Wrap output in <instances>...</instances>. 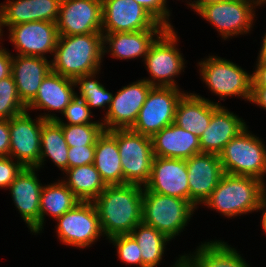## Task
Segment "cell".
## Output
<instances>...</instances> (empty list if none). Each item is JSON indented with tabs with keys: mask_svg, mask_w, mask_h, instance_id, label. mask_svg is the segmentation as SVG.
<instances>
[{
	"mask_svg": "<svg viewBox=\"0 0 266 267\" xmlns=\"http://www.w3.org/2000/svg\"><path fill=\"white\" fill-rule=\"evenodd\" d=\"M248 126L232 138L219 154L224 173L257 178L264 183L266 145Z\"/></svg>",
	"mask_w": 266,
	"mask_h": 267,
	"instance_id": "5",
	"label": "cell"
},
{
	"mask_svg": "<svg viewBox=\"0 0 266 267\" xmlns=\"http://www.w3.org/2000/svg\"><path fill=\"white\" fill-rule=\"evenodd\" d=\"M247 126L245 120L220 105L212 113L208 127L199 137L201 153L219 155L226 144Z\"/></svg>",
	"mask_w": 266,
	"mask_h": 267,
	"instance_id": "21",
	"label": "cell"
},
{
	"mask_svg": "<svg viewBox=\"0 0 266 267\" xmlns=\"http://www.w3.org/2000/svg\"><path fill=\"white\" fill-rule=\"evenodd\" d=\"M198 62L201 80L209 90L225 101L226 97L237 96L251 100L252 78L241 66L219 56H208Z\"/></svg>",
	"mask_w": 266,
	"mask_h": 267,
	"instance_id": "7",
	"label": "cell"
},
{
	"mask_svg": "<svg viewBox=\"0 0 266 267\" xmlns=\"http://www.w3.org/2000/svg\"><path fill=\"white\" fill-rule=\"evenodd\" d=\"M117 140L108 132L97 139L93 165L106 186L124 185Z\"/></svg>",
	"mask_w": 266,
	"mask_h": 267,
	"instance_id": "28",
	"label": "cell"
},
{
	"mask_svg": "<svg viewBox=\"0 0 266 267\" xmlns=\"http://www.w3.org/2000/svg\"><path fill=\"white\" fill-rule=\"evenodd\" d=\"M189 1H190V2H189ZM189 1H187V5H188V6H190V4H191V2H192L191 0H189Z\"/></svg>",
	"mask_w": 266,
	"mask_h": 267,
	"instance_id": "51",
	"label": "cell"
},
{
	"mask_svg": "<svg viewBox=\"0 0 266 267\" xmlns=\"http://www.w3.org/2000/svg\"><path fill=\"white\" fill-rule=\"evenodd\" d=\"M68 149L62 126L57 121H44L40 139V161L35 167L40 170L49 157L61 171L68 169Z\"/></svg>",
	"mask_w": 266,
	"mask_h": 267,
	"instance_id": "29",
	"label": "cell"
},
{
	"mask_svg": "<svg viewBox=\"0 0 266 267\" xmlns=\"http://www.w3.org/2000/svg\"><path fill=\"white\" fill-rule=\"evenodd\" d=\"M69 147L96 145L97 139L105 131L103 123L60 124Z\"/></svg>",
	"mask_w": 266,
	"mask_h": 267,
	"instance_id": "34",
	"label": "cell"
},
{
	"mask_svg": "<svg viewBox=\"0 0 266 267\" xmlns=\"http://www.w3.org/2000/svg\"><path fill=\"white\" fill-rule=\"evenodd\" d=\"M164 30L103 33V53L115 59L146 58L149 47ZM106 44V45H105ZM108 45V46H107Z\"/></svg>",
	"mask_w": 266,
	"mask_h": 267,
	"instance_id": "26",
	"label": "cell"
},
{
	"mask_svg": "<svg viewBox=\"0 0 266 267\" xmlns=\"http://www.w3.org/2000/svg\"><path fill=\"white\" fill-rule=\"evenodd\" d=\"M62 0H7L0 4L1 27L32 22L56 23Z\"/></svg>",
	"mask_w": 266,
	"mask_h": 267,
	"instance_id": "20",
	"label": "cell"
},
{
	"mask_svg": "<svg viewBox=\"0 0 266 267\" xmlns=\"http://www.w3.org/2000/svg\"><path fill=\"white\" fill-rule=\"evenodd\" d=\"M257 61L266 63V33L264 34L262 45L257 56Z\"/></svg>",
	"mask_w": 266,
	"mask_h": 267,
	"instance_id": "47",
	"label": "cell"
},
{
	"mask_svg": "<svg viewBox=\"0 0 266 267\" xmlns=\"http://www.w3.org/2000/svg\"><path fill=\"white\" fill-rule=\"evenodd\" d=\"M173 266L171 267H190L182 258L179 256V258L174 262Z\"/></svg>",
	"mask_w": 266,
	"mask_h": 267,
	"instance_id": "48",
	"label": "cell"
},
{
	"mask_svg": "<svg viewBox=\"0 0 266 267\" xmlns=\"http://www.w3.org/2000/svg\"><path fill=\"white\" fill-rule=\"evenodd\" d=\"M241 1H246V2H250V3H253L256 7L258 6H261L263 4H266V0H241Z\"/></svg>",
	"mask_w": 266,
	"mask_h": 267,
	"instance_id": "49",
	"label": "cell"
},
{
	"mask_svg": "<svg viewBox=\"0 0 266 267\" xmlns=\"http://www.w3.org/2000/svg\"><path fill=\"white\" fill-rule=\"evenodd\" d=\"M57 237L66 246L92 247L104 234L94 202L80 201L73 209L56 219ZM101 236V237H100Z\"/></svg>",
	"mask_w": 266,
	"mask_h": 267,
	"instance_id": "9",
	"label": "cell"
},
{
	"mask_svg": "<svg viewBox=\"0 0 266 267\" xmlns=\"http://www.w3.org/2000/svg\"><path fill=\"white\" fill-rule=\"evenodd\" d=\"M197 208L182 198L143 191L142 222L170 240L180 235Z\"/></svg>",
	"mask_w": 266,
	"mask_h": 267,
	"instance_id": "4",
	"label": "cell"
},
{
	"mask_svg": "<svg viewBox=\"0 0 266 267\" xmlns=\"http://www.w3.org/2000/svg\"><path fill=\"white\" fill-rule=\"evenodd\" d=\"M265 192L266 184L257 178L225 173L203 206L234 218L258 212Z\"/></svg>",
	"mask_w": 266,
	"mask_h": 267,
	"instance_id": "3",
	"label": "cell"
},
{
	"mask_svg": "<svg viewBox=\"0 0 266 267\" xmlns=\"http://www.w3.org/2000/svg\"><path fill=\"white\" fill-rule=\"evenodd\" d=\"M143 190L137 184L106 186L93 201L106 239L130 234L142 222Z\"/></svg>",
	"mask_w": 266,
	"mask_h": 267,
	"instance_id": "1",
	"label": "cell"
},
{
	"mask_svg": "<svg viewBox=\"0 0 266 267\" xmlns=\"http://www.w3.org/2000/svg\"><path fill=\"white\" fill-rule=\"evenodd\" d=\"M24 168L10 156L0 157V189H7Z\"/></svg>",
	"mask_w": 266,
	"mask_h": 267,
	"instance_id": "39",
	"label": "cell"
},
{
	"mask_svg": "<svg viewBox=\"0 0 266 267\" xmlns=\"http://www.w3.org/2000/svg\"><path fill=\"white\" fill-rule=\"evenodd\" d=\"M80 200L62 181L44 184L40 198V233L44 230L46 216L55 220L73 209ZM45 217V218H44Z\"/></svg>",
	"mask_w": 266,
	"mask_h": 267,
	"instance_id": "30",
	"label": "cell"
},
{
	"mask_svg": "<svg viewBox=\"0 0 266 267\" xmlns=\"http://www.w3.org/2000/svg\"><path fill=\"white\" fill-rule=\"evenodd\" d=\"M143 191L182 198L190 202L186 160L154 156L151 176Z\"/></svg>",
	"mask_w": 266,
	"mask_h": 267,
	"instance_id": "17",
	"label": "cell"
},
{
	"mask_svg": "<svg viewBox=\"0 0 266 267\" xmlns=\"http://www.w3.org/2000/svg\"><path fill=\"white\" fill-rule=\"evenodd\" d=\"M3 32L4 31H3L2 27H1V12H0V41L2 40ZM0 43H2V42H0Z\"/></svg>",
	"mask_w": 266,
	"mask_h": 267,
	"instance_id": "50",
	"label": "cell"
},
{
	"mask_svg": "<svg viewBox=\"0 0 266 267\" xmlns=\"http://www.w3.org/2000/svg\"><path fill=\"white\" fill-rule=\"evenodd\" d=\"M130 235L135 239L140 247L142 257V267H156L163 259L165 246L171 240L154 227L139 223Z\"/></svg>",
	"mask_w": 266,
	"mask_h": 267,
	"instance_id": "32",
	"label": "cell"
},
{
	"mask_svg": "<svg viewBox=\"0 0 266 267\" xmlns=\"http://www.w3.org/2000/svg\"><path fill=\"white\" fill-rule=\"evenodd\" d=\"M52 71L51 60L13 54L12 76L22 103L27 107L36 97L44 78Z\"/></svg>",
	"mask_w": 266,
	"mask_h": 267,
	"instance_id": "22",
	"label": "cell"
},
{
	"mask_svg": "<svg viewBox=\"0 0 266 267\" xmlns=\"http://www.w3.org/2000/svg\"><path fill=\"white\" fill-rule=\"evenodd\" d=\"M152 86L144 79L119 89L101 120L105 131L131 129Z\"/></svg>",
	"mask_w": 266,
	"mask_h": 267,
	"instance_id": "14",
	"label": "cell"
},
{
	"mask_svg": "<svg viewBox=\"0 0 266 267\" xmlns=\"http://www.w3.org/2000/svg\"><path fill=\"white\" fill-rule=\"evenodd\" d=\"M108 132L117 140L125 184L144 187L150 179L154 158L151 137L131 129H115Z\"/></svg>",
	"mask_w": 266,
	"mask_h": 267,
	"instance_id": "8",
	"label": "cell"
},
{
	"mask_svg": "<svg viewBox=\"0 0 266 267\" xmlns=\"http://www.w3.org/2000/svg\"><path fill=\"white\" fill-rule=\"evenodd\" d=\"M256 62L255 71L251 74L252 87H266V63Z\"/></svg>",
	"mask_w": 266,
	"mask_h": 267,
	"instance_id": "43",
	"label": "cell"
},
{
	"mask_svg": "<svg viewBox=\"0 0 266 267\" xmlns=\"http://www.w3.org/2000/svg\"><path fill=\"white\" fill-rule=\"evenodd\" d=\"M26 111V106L19 98L12 74L0 80V119L10 120Z\"/></svg>",
	"mask_w": 266,
	"mask_h": 267,
	"instance_id": "35",
	"label": "cell"
},
{
	"mask_svg": "<svg viewBox=\"0 0 266 267\" xmlns=\"http://www.w3.org/2000/svg\"><path fill=\"white\" fill-rule=\"evenodd\" d=\"M116 248L118 259L126 265L142 267L140 247L130 234L118 235L108 239Z\"/></svg>",
	"mask_w": 266,
	"mask_h": 267,
	"instance_id": "37",
	"label": "cell"
},
{
	"mask_svg": "<svg viewBox=\"0 0 266 267\" xmlns=\"http://www.w3.org/2000/svg\"><path fill=\"white\" fill-rule=\"evenodd\" d=\"M259 211L262 210V216H261V225H262V228L266 234V192L262 198V201H261V204H260V207L258 209Z\"/></svg>",
	"mask_w": 266,
	"mask_h": 267,
	"instance_id": "46",
	"label": "cell"
},
{
	"mask_svg": "<svg viewBox=\"0 0 266 267\" xmlns=\"http://www.w3.org/2000/svg\"><path fill=\"white\" fill-rule=\"evenodd\" d=\"M61 179L67 187L83 202H93L106 188L99 172L93 164L66 169Z\"/></svg>",
	"mask_w": 266,
	"mask_h": 267,
	"instance_id": "31",
	"label": "cell"
},
{
	"mask_svg": "<svg viewBox=\"0 0 266 267\" xmlns=\"http://www.w3.org/2000/svg\"><path fill=\"white\" fill-rule=\"evenodd\" d=\"M56 24L59 36L102 33V1L62 0Z\"/></svg>",
	"mask_w": 266,
	"mask_h": 267,
	"instance_id": "16",
	"label": "cell"
},
{
	"mask_svg": "<svg viewBox=\"0 0 266 267\" xmlns=\"http://www.w3.org/2000/svg\"><path fill=\"white\" fill-rule=\"evenodd\" d=\"M37 168L25 167L7 190L22 219L36 235L40 233V198L43 185L37 176Z\"/></svg>",
	"mask_w": 266,
	"mask_h": 267,
	"instance_id": "18",
	"label": "cell"
},
{
	"mask_svg": "<svg viewBox=\"0 0 266 267\" xmlns=\"http://www.w3.org/2000/svg\"><path fill=\"white\" fill-rule=\"evenodd\" d=\"M218 1L220 0H194L191 2L190 7L194 12L196 11V13H198L204 6Z\"/></svg>",
	"mask_w": 266,
	"mask_h": 267,
	"instance_id": "45",
	"label": "cell"
},
{
	"mask_svg": "<svg viewBox=\"0 0 266 267\" xmlns=\"http://www.w3.org/2000/svg\"><path fill=\"white\" fill-rule=\"evenodd\" d=\"M103 46V33L59 36L51 60L52 71L73 80L99 71Z\"/></svg>",
	"mask_w": 266,
	"mask_h": 267,
	"instance_id": "2",
	"label": "cell"
},
{
	"mask_svg": "<svg viewBox=\"0 0 266 267\" xmlns=\"http://www.w3.org/2000/svg\"><path fill=\"white\" fill-rule=\"evenodd\" d=\"M9 152H10L9 120L0 119V157L9 156Z\"/></svg>",
	"mask_w": 266,
	"mask_h": 267,
	"instance_id": "41",
	"label": "cell"
},
{
	"mask_svg": "<svg viewBox=\"0 0 266 267\" xmlns=\"http://www.w3.org/2000/svg\"><path fill=\"white\" fill-rule=\"evenodd\" d=\"M220 105L219 101L216 103L199 94L185 92L177 103L174 123L200 137Z\"/></svg>",
	"mask_w": 266,
	"mask_h": 267,
	"instance_id": "25",
	"label": "cell"
},
{
	"mask_svg": "<svg viewBox=\"0 0 266 267\" xmlns=\"http://www.w3.org/2000/svg\"><path fill=\"white\" fill-rule=\"evenodd\" d=\"M190 202L196 207L205 202L225 174L219 155L199 153L186 159Z\"/></svg>",
	"mask_w": 266,
	"mask_h": 267,
	"instance_id": "19",
	"label": "cell"
},
{
	"mask_svg": "<svg viewBox=\"0 0 266 267\" xmlns=\"http://www.w3.org/2000/svg\"><path fill=\"white\" fill-rule=\"evenodd\" d=\"M184 93L180 88L152 87L131 130L152 137L174 123L176 106Z\"/></svg>",
	"mask_w": 266,
	"mask_h": 267,
	"instance_id": "10",
	"label": "cell"
},
{
	"mask_svg": "<svg viewBox=\"0 0 266 267\" xmlns=\"http://www.w3.org/2000/svg\"><path fill=\"white\" fill-rule=\"evenodd\" d=\"M91 110L88 107L87 103L84 99L75 96L70 104L66 107V110L63 114L65 118L67 119V122L64 120H61V117L59 118L54 113H41V117L45 121H57L59 124H70V125H76V124H87V123H102L99 120L93 121L91 118L93 117V114H91ZM64 121V122H63Z\"/></svg>",
	"mask_w": 266,
	"mask_h": 267,
	"instance_id": "36",
	"label": "cell"
},
{
	"mask_svg": "<svg viewBox=\"0 0 266 267\" xmlns=\"http://www.w3.org/2000/svg\"><path fill=\"white\" fill-rule=\"evenodd\" d=\"M99 73L100 70L75 78V87H78L80 91L79 95L76 92V96L84 99L90 110L94 107L95 109L104 108L108 111L114 94L106 90L105 86L95 79Z\"/></svg>",
	"mask_w": 266,
	"mask_h": 267,
	"instance_id": "33",
	"label": "cell"
},
{
	"mask_svg": "<svg viewBox=\"0 0 266 267\" xmlns=\"http://www.w3.org/2000/svg\"><path fill=\"white\" fill-rule=\"evenodd\" d=\"M178 38L174 28H166L149 47L143 61L150 78L143 79L152 87L179 88L174 78L184 72L186 63L176 47Z\"/></svg>",
	"mask_w": 266,
	"mask_h": 267,
	"instance_id": "6",
	"label": "cell"
},
{
	"mask_svg": "<svg viewBox=\"0 0 266 267\" xmlns=\"http://www.w3.org/2000/svg\"><path fill=\"white\" fill-rule=\"evenodd\" d=\"M194 251L181 255L190 267H251L235 248L222 240L205 241Z\"/></svg>",
	"mask_w": 266,
	"mask_h": 267,
	"instance_id": "27",
	"label": "cell"
},
{
	"mask_svg": "<svg viewBox=\"0 0 266 267\" xmlns=\"http://www.w3.org/2000/svg\"><path fill=\"white\" fill-rule=\"evenodd\" d=\"M101 1L102 33L166 29L135 0Z\"/></svg>",
	"mask_w": 266,
	"mask_h": 267,
	"instance_id": "12",
	"label": "cell"
},
{
	"mask_svg": "<svg viewBox=\"0 0 266 267\" xmlns=\"http://www.w3.org/2000/svg\"><path fill=\"white\" fill-rule=\"evenodd\" d=\"M256 6L241 0H220L204 6L197 14L215 26L227 40L233 36L248 34L255 20Z\"/></svg>",
	"mask_w": 266,
	"mask_h": 267,
	"instance_id": "11",
	"label": "cell"
},
{
	"mask_svg": "<svg viewBox=\"0 0 266 267\" xmlns=\"http://www.w3.org/2000/svg\"><path fill=\"white\" fill-rule=\"evenodd\" d=\"M154 156L189 159L201 153L199 137L175 123L164 127L151 137Z\"/></svg>",
	"mask_w": 266,
	"mask_h": 267,
	"instance_id": "23",
	"label": "cell"
},
{
	"mask_svg": "<svg viewBox=\"0 0 266 267\" xmlns=\"http://www.w3.org/2000/svg\"><path fill=\"white\" fill-rule=\"evenodd\" d=\"M12 57L10 51H7L0 45V80L8 77L12 73Z\"/></svg>",
	"mask_w": 266,
	"mask_h": 267,
	"instance_id": "42",
	"label": "cell"
},
{
	"mask_svg": "<svg viewBox=\"0 0 266 267\" xmlns=\"http://www.w3.org/2000/svg\"><path fill=\"white\" fill-rule=\"evenodd\" d=\"M251 102L266 110V87H252Z\"/></svg>",
	"mask_w": 266,
	"mask_h": 267,
	"instance_id": "44",
	"label": "cell"
},
{
	"mask_svg": "<svg viewBox=\"0 0 266 267\" xmlns=\"http://www.w3.org/2000/svg\"><path fill=\"white\" fill-rule=\"evenodd\" d=\"M35 118L26 110L9 120V156L28 168H35L40 161L41 129L45 120L41 116Z\"/></svg>",
	"mask_w": 266,
	"mask_h": 267,
	"instance_id": "13",
	"label": "cell"
},
{
	"mask_svg": "<svg viewBox=\"0 0 266 267\" xmlns=\"http://www.w3.org/2000/svg\"><path fill=\"white\" fill-rule=\"evenodd\" d=\"M9 41L14 44L16 55L47 59L45 54L54 55L58 31L57 24L49 21H32L8 28Z\"/></svg>",
	"mask_w": 266,
	"mask_h": 267,
	"instance_id": "15",
	"label": "cell"
},
{
	"mask_svg": "<svg viewBox=\"0 0 266 267\" xmlns=\"http://www.w3.org/2000/svg\"><path fill=\"white\" fill-rule=\"evenodd\" d=\"M74 80L51 71L41 83L35 99L26 107V110H48L62 115L66 107L76 96Z\"/></svg>",
	"mask_w": 266,
	"mask_h": 267,
	"instance_id": "24",
	"label": "cell"
},
{
	"mask_svg": "<svg viewBox=\"0 0 266 267\" xmlns=\"http://www.w3.org/2000/svg\"><path fill=\"white\" fill-rule=\"evenodd\" d=\"M146 9L165 28H173L170 23L171 12L163 0H135Z\"/></svg>",
	"mask_w": 266,
	"mask_h": 267,
	"instance_id": "38",
	"label": "cell"
},
{
	"mask_svg": "<svg viewBox=\"0 0 266 267\" xmlns=\"http://www.w3.org/2000/svg\"><path fill=\"white\" fill-rule=\"evenodd\" d=\"M95 145L74 146L68 149V169L93 164Z\"/></svg>",
	"mask_w": 266,
	"mask_h": 267,
	"instance_id": "40",
	"label": "cell"
}]
</instances>
